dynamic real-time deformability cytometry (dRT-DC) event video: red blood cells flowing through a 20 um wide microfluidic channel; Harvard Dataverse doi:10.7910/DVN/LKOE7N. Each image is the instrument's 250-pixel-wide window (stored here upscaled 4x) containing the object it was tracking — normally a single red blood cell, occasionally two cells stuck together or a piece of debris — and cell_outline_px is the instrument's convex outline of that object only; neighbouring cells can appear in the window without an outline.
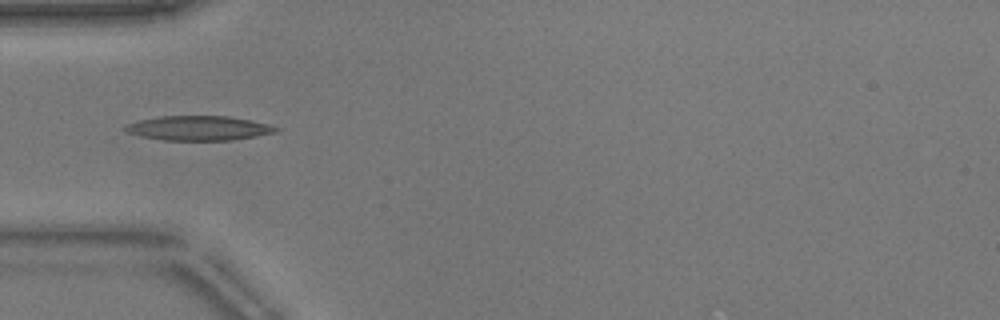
{"species": "common noctule bat (a hibernating species)", "species_latin": "Nyctalus noctula", "temperature_condition": "warm", "stored_images_in_passage": 37, "camera_frame_rate_fps": 3000, "um_per_image_px": 0.085, "animal": {"sex": "male", "body_mass_g": 17.9}, "frame": {"image": 1, "passage_image": 1, "time_ms": 0.0, "image_size_px": [1000, 320], "cell_outline_px": [[280, 132], [232, 140], [164, 140], [140, 136], [128, 132], [124, 128], [128, 124], [136, 120], [160, 116], [228, 116], [252, 120], [268, 124], [280, 128]], "centroid_in_image_um": [16.93, 10.89], "position_along_channel_um": 68.1, "area_um2": 21.62}}
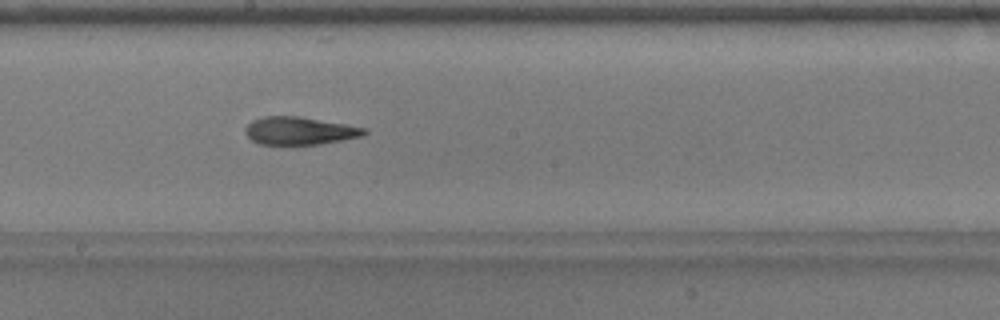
{"frame": {"image": 2, "passage_image": 13, "time_ms": 4.0, "image_size_px": [1000, 320], "cell_outline_px": [[368, 132], [360, 136], [320, 144], [260, 144], [252, 140], [244, 132], [244, 128], [252, 120], [264, 116], [300, 116], [368, 128]], "centroid_in_image_um": [25.44, 11.1], "position_along_channel_um": 222.8, "area_um2": 19.19}}
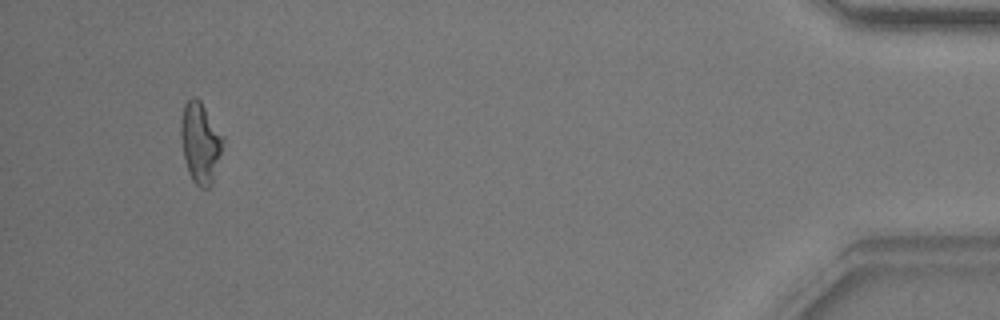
{"frame": {"image": 3, "passage_image": 34, "time_ms": 11.0, "image_size_px": [1000, 320], "cell_outline_px": [[224, 140], [212, 184], [208, 188], [200, 188], [192, 180], [188, 172], [184, 156], [180, 136], [180, 124], [184, 104], [192, 96], [196, 96], [200, 100], [224, 136]], "centroid_in_image_um": [17.02, 12.11], "position_along_channel_um": 418.2, "area_um2": 19.83}, "authors_computed_cell_mechanics": {"area_um2": 19.8254, "velocity_mm_per_s": 3.8397, "shape_relaxation_time_tau1_ms": 6.7646, "shape_relaxation_time_tau2_ms": 3.4695, "deformation_change_tau1": 0.2128, "deformation_change_tau2": 0.1472}}